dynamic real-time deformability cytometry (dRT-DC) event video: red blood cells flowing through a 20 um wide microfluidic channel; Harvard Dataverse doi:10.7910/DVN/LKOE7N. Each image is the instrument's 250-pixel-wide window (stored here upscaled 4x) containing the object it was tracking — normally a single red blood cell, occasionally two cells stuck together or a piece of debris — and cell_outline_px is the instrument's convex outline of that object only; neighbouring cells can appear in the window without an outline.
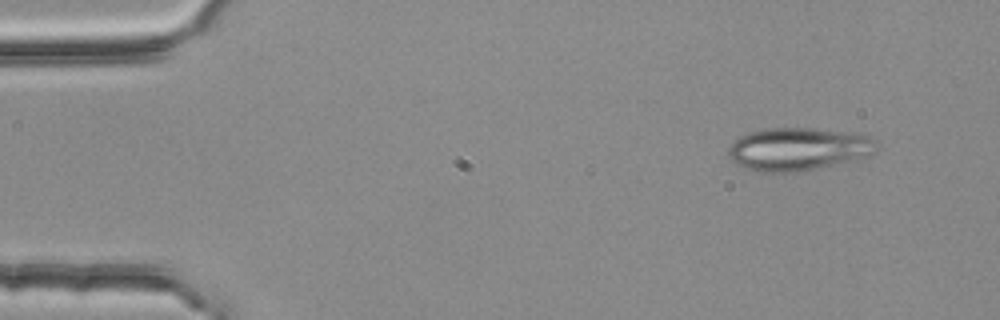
{"species": "common noctule bat (a hibernating species)", "species_latin": "Nyctalus noctula", "temperature_condition": "room temperature", "stored_images_in_passage": 4, "camera_frame_rate_fps": 3000, "um_per_image_px": 0.085, "animal": {"sex": "female", "body_mass_g": 25.1}, "frame": {"image": 1, "passage_image": 1, "time_ms": 0.0, "image_size_px": [1000, 320], "cell_outline_px": [[876, 152], [868, 156], [856, 160], [796, 172], [756, 172], [744, 168], [736, 164], [728, 156], [728, 148], [740, 136], [748, 132], [764, 128], [812, 128], [864, 132], [876, 140]], "centroid_in_image_um": [67.9, 12.65], "position_along_channel_um": 17.1, "area_um2": 37.74}}